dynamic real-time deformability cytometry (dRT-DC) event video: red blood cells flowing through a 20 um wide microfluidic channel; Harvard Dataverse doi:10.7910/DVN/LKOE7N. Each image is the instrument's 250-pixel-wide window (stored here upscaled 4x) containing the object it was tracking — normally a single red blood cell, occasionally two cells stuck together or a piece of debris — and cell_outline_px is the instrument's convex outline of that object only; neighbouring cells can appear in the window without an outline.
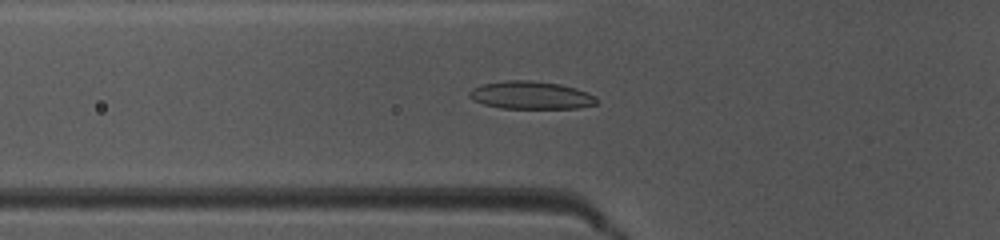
{"species": "common noctule bat (a hibernating species)", "species_latin": "Nyctalus noctula", "temperature_condition": "warm", "stored_images_in_passage": 44, "camera_frame_rate_fps": 3000, "um_per_image_px": 0.085, "animal": {"sex": "female", "body_mass_g": 10.0, "forearm_length_mm": 53.1}, "frame": {"image": 1, "passage_image": 12, "time_ms": 3.667, "image_size_px": [1000, 240], "cell_outline_px": [[596, 104], [576, 108], [500, 108], [484, 104], [472, 100], [468, 96], [468, 92], [472, 88], [484, 84], [504, 80], [532, 80], [560, 84], [576, 88], [588, 92], [596, 96]], "centroid_in_image_um": [45.11, 8.08], "position_along_channel_um": 80.7, "area_um2": 20.69}}
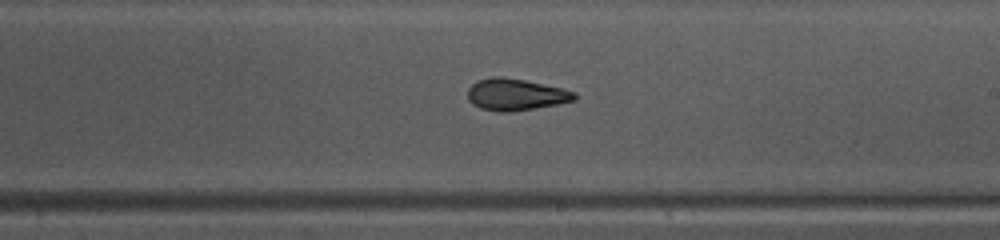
{"frame": {"image": 2, "passage_image": 24, "time_ms": 7.667, "image_size_px": [1000, 240], "cell_outline_px": [[576, 100], [536, 108], [512, 112], [500, 112], [480, 108], [472, 104], [468, 100], [468, 88], [476, 80], [492, 76], [504, 76], [564, 88], [576, 92]], "centroid_in_image_um": [43.82, 8.03], "position_along_channel_um": 245.2, "area_um2": 20.0}}
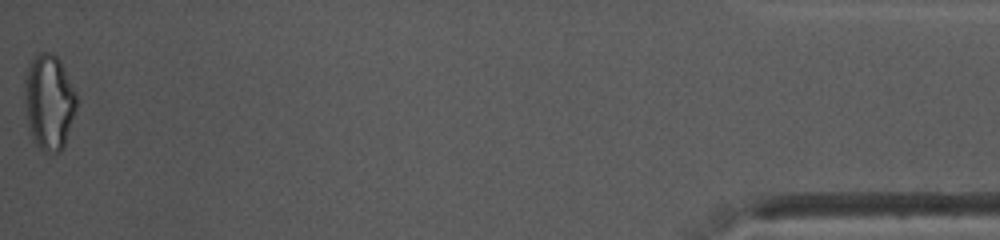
{"frame": {"image": 3, "passage_image": 44, "time_ms": 14.333, "image_size_px": [1000, 240], "cell_outline_px": [[76, 108], [64, 148], [60, 152], [44, 152], [32, 140], [28, 132], [24, 100], [24, 80], [28, 64], [40, 52], [52, 52], [60, 60], [76, 92]], "centroid_in_image_um": [4.14, 8.69], "position_along_channel_um": 431.1, "area_um2": 29.3}, "authors_computed_cell_mechanics": {"area_um2": 19.9988, "velocity_mm_per_s": 4.0822, "shape_relaxation_time_tau1_ms": 8.9946, "shape_relaxation_time_tau2_ms": 2.5915, "deformation_change_tau1": 0.2284, "deformation_change_tau2": 0.0745}}